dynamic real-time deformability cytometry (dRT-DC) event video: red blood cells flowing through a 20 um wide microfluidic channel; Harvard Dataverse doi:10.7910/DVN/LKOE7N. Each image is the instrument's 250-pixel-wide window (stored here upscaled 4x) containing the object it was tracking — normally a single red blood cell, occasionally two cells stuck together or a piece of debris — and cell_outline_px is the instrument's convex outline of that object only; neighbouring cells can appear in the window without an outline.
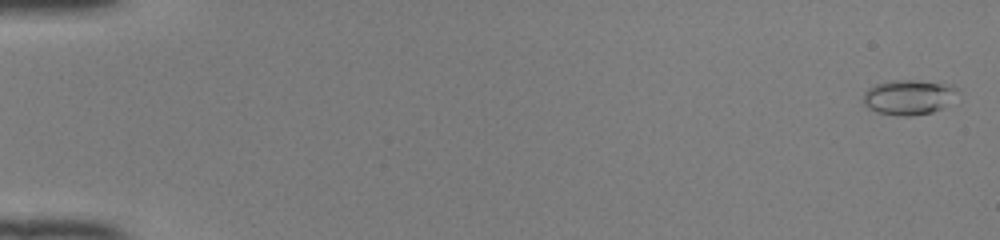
{"species": "common noctule bat (a hibernating species)", "species_latin": "Nyctalus noctula", "temperature_condition": "room temperature", "stored_images_in_passage": 51, "camera_frame_rate_fps": 3000, "um_per_image_px": 0.085, "animal": {"sex": "female", "body_mass_g": 22.0, "forearm_length_mm": 56.7}, "frame": {"image": 1, "passage_image": 2, "time_ms": 0.333, "image_size_px": [1000, 240], "cell_outline_px": [[960, 92], [944, 108], [932, 112], [912, 116], [900, 116], [876, 112], [868, 108], [864, 104], [864, 92], [868, 88], [876, 84], [892, 80], [916, 80], [952, 84]], "centroid_in_image_um": [77.27, 8.26], "position_along_channel_um": 7.7, "area_um2": 19.48}}
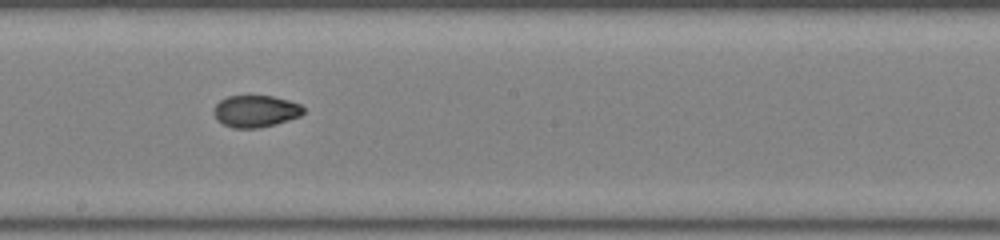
{"frame": {"image": 2, "passage_image": 30, "time_ms": 9.667, "image_size_px": [1000, 240], "cell_outline_px": [[304, 112], [300, 116], [276, 124], [256, 128], [232, 128], [216, 120], [212, 112], [216, 104], [220, 100], [228, 96], [272, 96], [288, 100], [300, 104], [304, 108]], "centroid_in_image_um": [21.7, 9.45], "position_along_channel_um": 226.5, "area_um2": 16.7}}
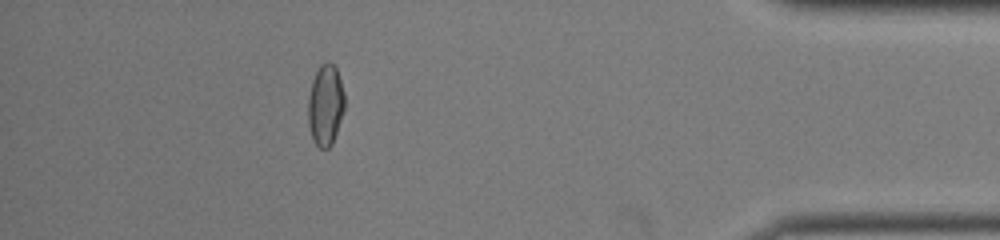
{"frame": {"image": 3, "passage_image": 46, "time_ms": 15.0, "image_size_px": [1000, 240], "cell_outline_px": [[344, 108], [332, 144], [328, 148], [320, 148], [312, 140], [308, 124], [308, 96], [312, 80], [320, 64], [328, 60], [336, 68], [344, 92]], "centroid_in_image_um": [27.64, 8.92], "position_along_channel_um": 407.6, "area_um2": 17.22}, "authors_computed_cell_mechanics": {"area_um2": 17.2822, "velocity_mm_per_s": 4.1477, "shape_relaxation_time_tau1_ms": 5.5948, "shape_relaxation_time_tau2_ms": 1.9008, "deformation_change_tau1": 0.1687, "deformation_change_tau2": 0.044}}